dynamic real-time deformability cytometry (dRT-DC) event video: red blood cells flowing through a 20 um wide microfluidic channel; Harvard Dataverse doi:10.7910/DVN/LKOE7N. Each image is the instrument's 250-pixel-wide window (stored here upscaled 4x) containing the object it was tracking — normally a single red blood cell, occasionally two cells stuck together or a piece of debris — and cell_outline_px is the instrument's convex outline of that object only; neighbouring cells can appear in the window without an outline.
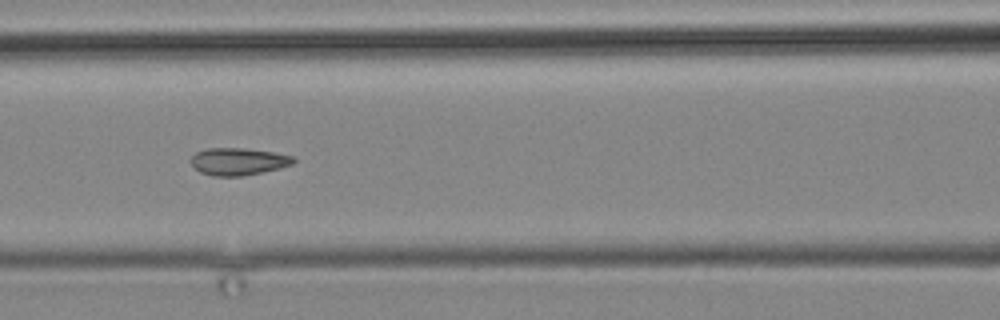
{"species": "common noctule bat (a hibernating species)", "species_latin": "Nyctalus noctula", "temperature_condition": "cold", "stored_images_in_passage": 6, "camera_frame_rate_fps": 3000, "um_per_image_px": 0.085, "animal": {"sex": "male", "body_mass_g": 19.2, "forearm_length_mm": 51.8}, "frame": {"image": 1, "passage_image": 5, "time_ms": 5.667, "image_size_px": [1000, 320], "cell_outline_px": [[296, 160], [292, 164], [280, 168], [240, 176], [212, 176], [200, 172], [192, 164], [192, 156], [196, 152], [208, 148], [244, 148], [272, 152], [292, 156]], "centroid_in_image_um": [20.25, 13.72], "position_along_channel_um": 146.4, "area_um2": 16.07}}
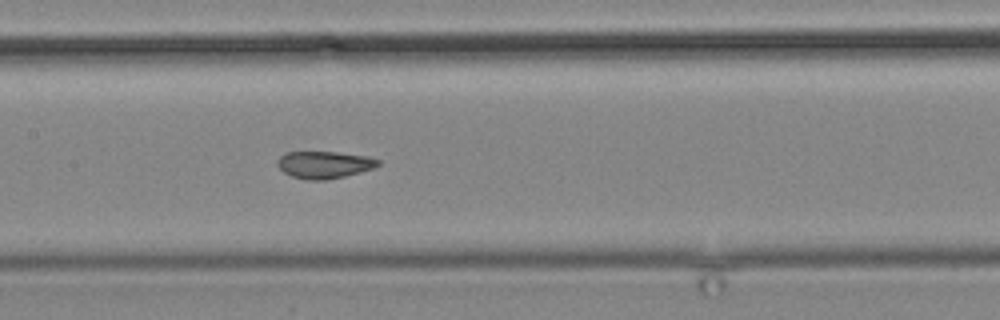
{"frame": {"image": 2, "passage_image": 6, "time_ms": 6.667, "image_size_px": [1000, 320], "cell_outline_px": [[380, 164], [372, 168], [360, 172], [328, 180], [304, 180], [292, 176], [284, 172], [280, 168], [280, 156], [288, 152], [336, 152], [368, 156], [380, 160]], "centroid_in_image_um": [27.6, 14.01], "position_along_channel_um": 179.8, "area_um2": 15.72}}